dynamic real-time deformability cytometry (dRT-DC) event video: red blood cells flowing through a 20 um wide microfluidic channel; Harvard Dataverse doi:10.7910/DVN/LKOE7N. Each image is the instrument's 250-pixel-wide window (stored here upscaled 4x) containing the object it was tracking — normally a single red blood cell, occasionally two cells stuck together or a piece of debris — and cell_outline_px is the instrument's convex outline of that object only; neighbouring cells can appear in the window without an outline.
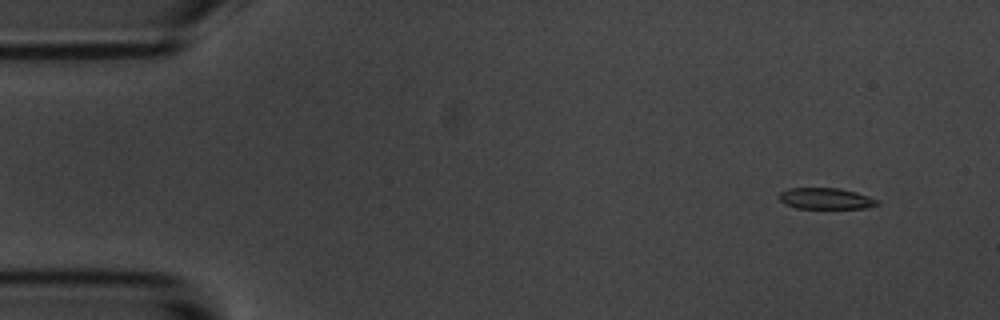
{"species": "common noctule bat (a hibernating species)", "species_latin": "Nyctalus noctula", "temperature_condition": "room temperature", "stored_images_in_passage": 6, "camera_frame_rate_fps": 3000, "um_per_image_px": 0.085, "animal": {"sex": "male", "body_mass_g": 20.1, "forearm_length_mm": 53.5}, "frame": {"image": 1, "passage_image": 2, "time_ms": 1.333, "image_size_px": [1000, 320], "cell_outline_px": [[880, 204], [868, 208], [796, 208], [784, 204], [780, 200], [780, 192], [788, 188], [840, 188], [856, 192], [880, 200]], "centroid_in_image_um": [70.22, 16.88], "position_along_channel_um": 14.8, "area_um2": 12.2}}
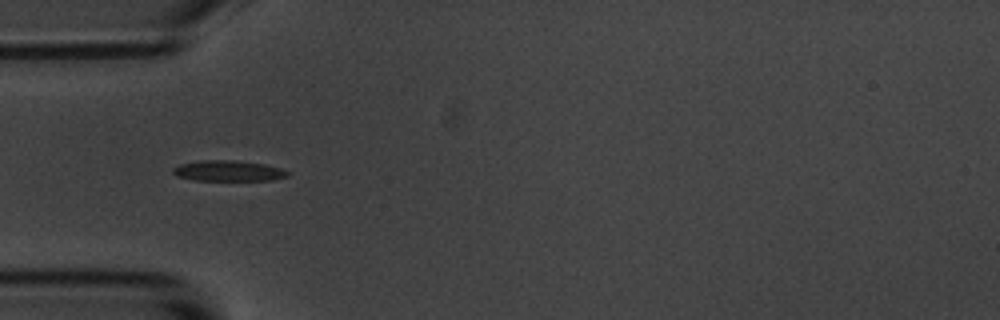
{"frame": {"image": 2, "passage_image": 5, "time_ms": 5.667, "image_size_px": [1000, 320], "cell_outline_px": [[288, 176], [272, 180], [196, 180], [176, 176], [172, 172], [172, 168], [180, 164], [200, 160], [232, 160], [264, 164], [280, 168], [288, 172]], "centroid_in_image_um": [19.37, 14.52], "position_along_channel_um": 65.6, "area_um2": 13.7}}
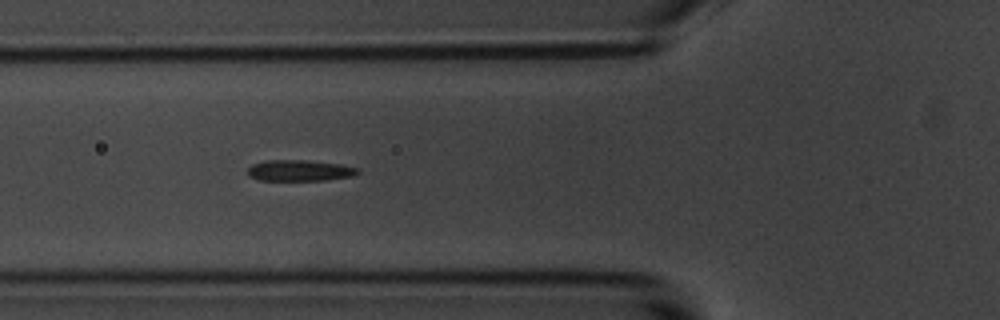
{"frame": {"image": 3, "passage_image": 6, "time_ms": 6.667, "image_size_px": [1000, 320], "cell_outline_px": [[360, 172], [356, 176], [328, 180], [260, 180], [248, 176], [248, 168], [252, 164], [268, 160], [308, 160], [340, 164], [360, 168]], "centroid_in_image_um": [25.53, 14.49], "position_along_channel_um": 100.3, "area_um2": 13.7}}